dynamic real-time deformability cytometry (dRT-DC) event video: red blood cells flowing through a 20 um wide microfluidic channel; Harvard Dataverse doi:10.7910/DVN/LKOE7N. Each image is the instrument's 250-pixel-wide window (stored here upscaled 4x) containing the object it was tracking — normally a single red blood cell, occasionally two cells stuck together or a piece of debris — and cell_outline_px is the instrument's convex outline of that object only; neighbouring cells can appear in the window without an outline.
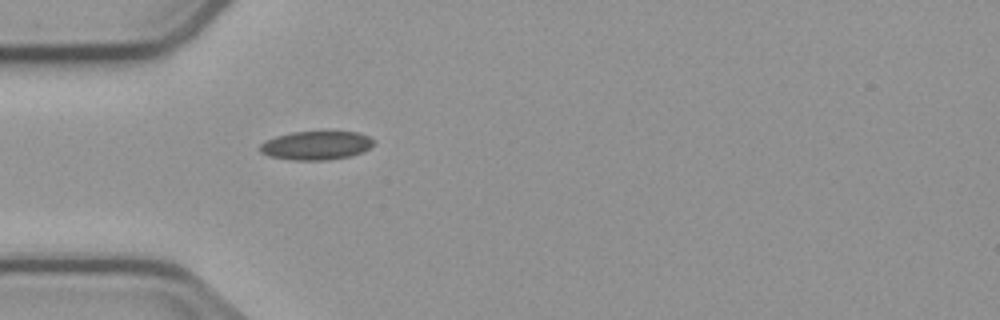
{"species": "common noctule bat (a hibernating species)", "species_latin": "Nyctalus noctula", "temperature_condition": "cold", "stored_images_in_passage": 1, "camera_frame_rate_fps": 3000, "um_per_image_px": 0.085, "animal": {"sex": "male", "body_mass_g": 23.1, "forearm_length_mm": 52.7}, "frame": {"image": 1, "passage_image": 1, "time_ms": 0.0, "image_size_px": [1000, 320], "cell_outline_px": [[372, 144], [364, 152], [352, 156], [328, 160], [292, 160], [268, 156], [260, 152], [260, 144], [276, 136], [292, 132], [356, 132], [368, 136], [372, 140]], "centroid_in_image_um": [26.86, 12.38], "position_along_channel_um": 58.1, "area_um2": 18.9}}